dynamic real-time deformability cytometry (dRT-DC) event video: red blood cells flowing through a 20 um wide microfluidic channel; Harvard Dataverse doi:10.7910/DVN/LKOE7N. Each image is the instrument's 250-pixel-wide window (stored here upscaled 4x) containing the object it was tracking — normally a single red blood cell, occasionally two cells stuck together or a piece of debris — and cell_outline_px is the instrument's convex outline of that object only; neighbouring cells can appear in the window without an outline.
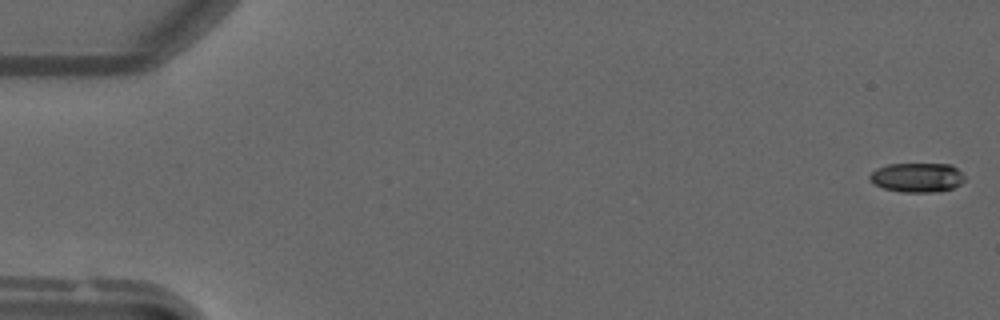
{"species": "common noctule bat (a hibernating species)", "species_latin": "Nyctalus noctula", "temperature_condition": "warm", "stored_images_in_passage": 50, "camera_frame_rate_fps": 3000, "um_per_image_px": 0.085, "animal": {"sex": "male", "forearm_length_mm": 52.5}, "frame": {"image": 1, "passage_image": 1, "time_ms": 0.0, "image_size_px": [1000, 320], "cell_outline_px": [[964, 180], [960, 184], [952, 188], [932, 192], [900, 192], [884, 188], [876, 184], [868, 176], [876, 168], [888, 164], [952, 164], [964, 176]], "centroid_in_image_um": [77.95, 15.08], "position_along_channel_um": 7.0, "area_um2": 16.07}}
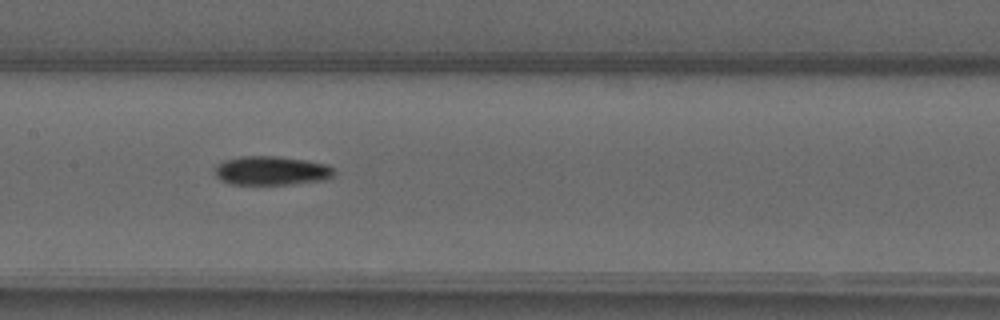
{"frame": {"image": 2, "passage_image": 25, "time_ms": 8.0, "image_size_px": [1000, 320], "cell_outline_px": [[332, 176], [324, 180], [292, 184], [228, 184], [220, 180], [216, 176], [216, 164], [224, 160], [240, 156], [276, 156], [304, 160], [328, 164], [332, 168]], "centroid_in_image_um": [23.03, 14.5], "position_along_channel_um": 184.4, "area_um2": 20.06}}
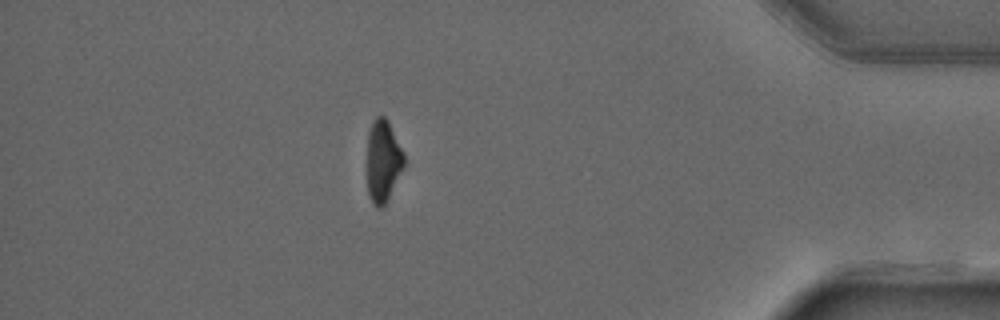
{"frame": {"image": 3, "passage_image": 44, "time_ms": 14.333, "image_size_px": [1000, 320], "cell_outline_px": [[404, 168], [388, 200], [380, 208], [376, 208], [372, 204], [368, 196], [368, 132], [376, 116], [384, 116], [388, 120], [404, 152]], "centroid_in_image_um": [32.58, 13.71], "position_along_channel_um": 402.6, "area_um2": 17.8}}